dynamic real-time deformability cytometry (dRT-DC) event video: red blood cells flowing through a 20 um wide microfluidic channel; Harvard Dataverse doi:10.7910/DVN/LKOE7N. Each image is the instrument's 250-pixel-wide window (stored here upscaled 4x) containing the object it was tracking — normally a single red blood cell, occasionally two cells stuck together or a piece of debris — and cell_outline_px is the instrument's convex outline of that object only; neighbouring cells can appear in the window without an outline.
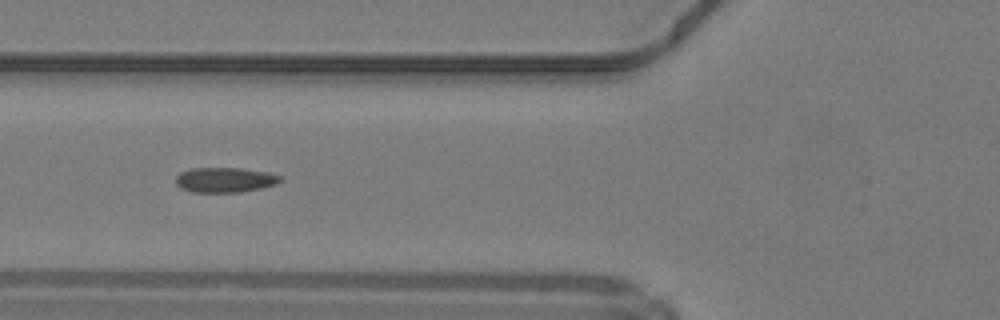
{"species": "common noctule bat (a hibernating species)", "species_latin": "Nyctalus noctula", "temperature_condition": "warm", "stored_images_in_passage": 36, "camera_frame_rate_fps": 3000, "um_per_image_px": 0.085, "animal": {"sex": "male", "body_mass_g": 19.2, "forearm_length_mm": 51.8}, "frame": {"image": 1, "passage_image": 6, "time_ms": 1.667, "image_size_px": [1000, 320], "cell_outline_px": [[284, 180], [276, 184], [260, 188], [240, 192], [192, 192], [180, 188], [176, 184], [176, 176], [180, 172], [192, 168], [240, 168], [268, 172], [284, 176]], "centroid_in_image_um": [19.15, 15.28], "position_along_channel_um": 106.7, "area_um2": 15.37}, "authors_computed_cell_mechanics": {"area_um2": 15.1147, "velocity_mm_per_s": 4.2458, "shape_relaxation_time_tau1_ms": 4.4252, "shape_relaxation_time_tau2_ms": 1.1109, "deformation_change_tau1": 0.1887, "deformation_change_tau2": 0.0892}}